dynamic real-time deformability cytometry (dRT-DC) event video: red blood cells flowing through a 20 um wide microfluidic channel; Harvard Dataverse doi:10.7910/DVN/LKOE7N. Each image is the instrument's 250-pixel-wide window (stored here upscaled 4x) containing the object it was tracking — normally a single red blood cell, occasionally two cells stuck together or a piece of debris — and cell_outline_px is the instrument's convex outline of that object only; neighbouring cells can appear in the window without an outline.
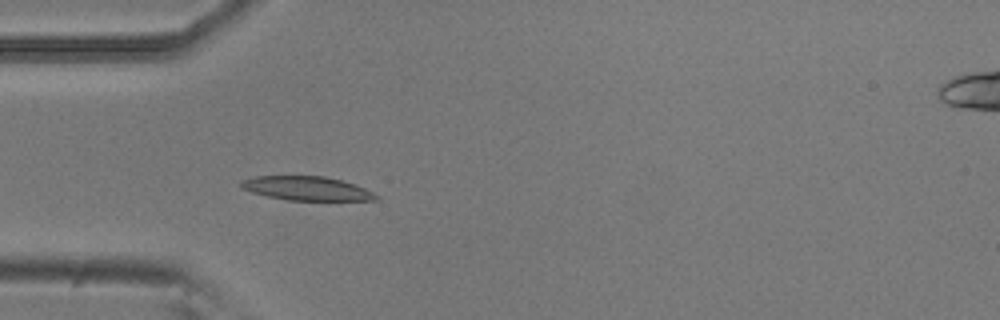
{"species": "common noctule bat (a hibernating species)", "species_latin": "Nyctalus noctula", "temperature_condition": "room temperature", "stored_images_in_passage": 11, "camera_frame_rate_fps": 3000, "um_per_image_px": 0.085, "animal": {"sex": "male", "body_mass_g": 20.5, "forearm_length_mm": 52.5}, "frame": {"image": 1, "passage_image": 5, "time_ms": 1.333, "image_size_px": [1000, 320], "cell_outline_px": [[380, 200], [288, 200], [268, 196], [252, 192], [240, 188], [240, 180], [256, 176], [324, 176], [340, 180], [364, 188], [380, 196]], "centroid_in_image_um": [26.05, 16.01], "position_along_channel_um": 59.0, "area_um2": 18.73}}
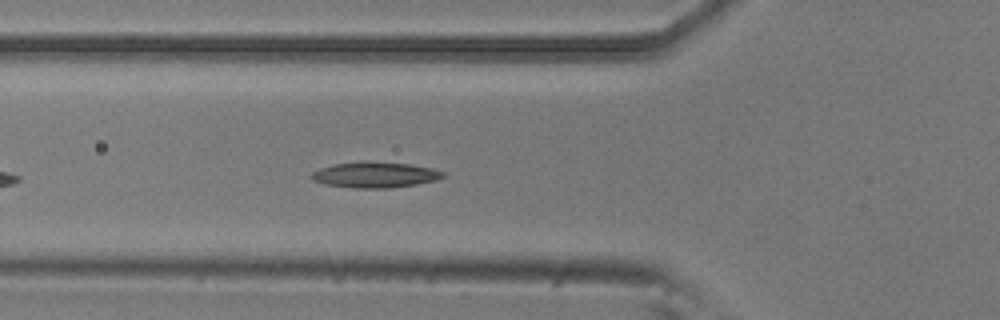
{"frame": {"image": 2, "passage_image": 8, "time_ms": 2.333, "image_size_px": [1000, 320], "cell_outline_px": [[444, 176], [436, 180], [416, 184], [392, 188], [352, 188], [324, 184], [312, 180], [308, 176], [312, 172], [320, 168], [332, 164], [364, 160], [408, 164], [432, 168], [444, 172]], "centroid_in_image_um": [31.81, 14.85], "position_along_channel_um": 94.0, "area_um2": 20.0}}